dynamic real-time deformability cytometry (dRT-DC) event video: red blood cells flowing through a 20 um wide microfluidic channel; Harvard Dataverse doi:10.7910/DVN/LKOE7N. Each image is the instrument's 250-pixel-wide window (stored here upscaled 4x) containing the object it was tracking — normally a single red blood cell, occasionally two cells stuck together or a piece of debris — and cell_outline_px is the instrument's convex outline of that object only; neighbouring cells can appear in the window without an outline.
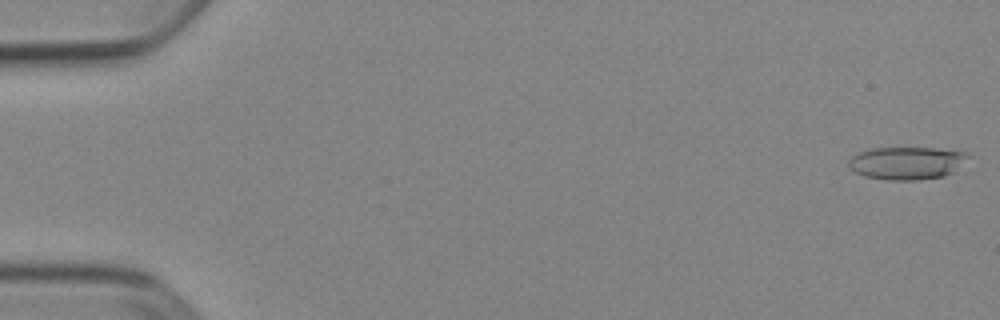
{"species": "Egyptian fruit bat (a non-hibernating species)", "species_latin": "Rousettus aegyptiacus", "temperature_condition": "cold", "stored_images_in_passage": 52, "camera_frame_rate_fps": 3000, "um_per_image_px": 0.085, "animal": {"sex": "female"}, "frame": {"image": 1, "passage_image": 1, "time_ms": 0.0, "image_size_px": [1000, 320], "cell_outline_px": [[972, 156], [952, 172], [944, 176], [920, 180], [888, 180], [864, 176], [848, 168], [848, 160], [852, 156], [868, 148], [960, 148], [968, 152]], "centroid_in_image_um": [77.14, 13.83], "position_along_channel_um": 7.9, "area_um2": 23.35}}
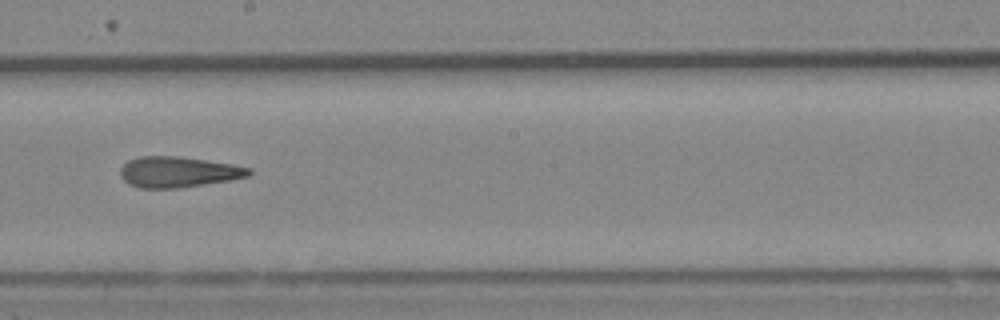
{"frame": {"image": 2, "passage_image": 30, "time_ms": 9.667, "image_size_px": [1000, 320], "cell_outline_px": [[252, 172], [248, 176], [228, 180], [180, 188], [140, 188], [128, 184], [120, 176], [120, 168], [128, 160], [140, 156], [180, 156], [232, 164], [252, 168]], "centroid_in_image_um": [15.12, 14.61], "position_along_channel_um": 233.1, "area_um2": 23.06}}
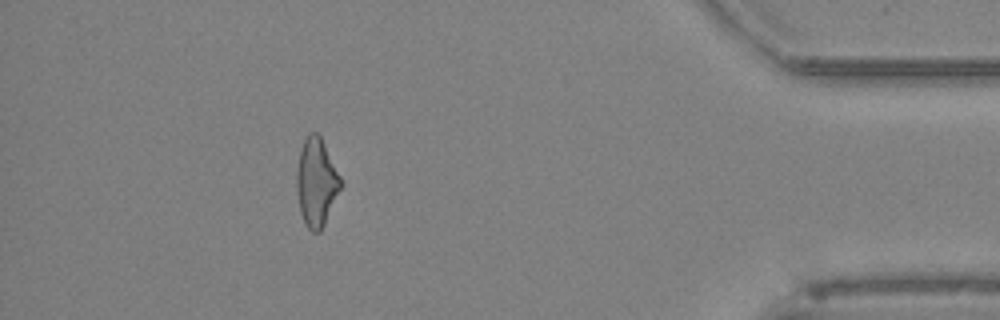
{"frame": {"image": 3, "passage_image": 47, "time_ms": 15.333, "image_size_px": [1000, 320], "cell_outline_px": [[344, 184], [320, 232], [312, 232], [304, 224], [300, 212], [296, 188], [296, 172], [300, 152], [304, 140], [308, 132], [316, 132], [320, 136]], "centroid_in_image_um": [26.89, 15.52], "position_along_channel_um": 408.3, "area_um2": 22.66}, "authors_computed_cell_mechanics": {"area_um2": 23.2356, "velocity_mm_per_s": 3.9261, "shape_relaxation_time_tau1_ms": null, "shape_relaxation_time_tau2_ms": 4.7623, "deformation_change_tau1": null, "deformation_change_tau2": 0.1687}}